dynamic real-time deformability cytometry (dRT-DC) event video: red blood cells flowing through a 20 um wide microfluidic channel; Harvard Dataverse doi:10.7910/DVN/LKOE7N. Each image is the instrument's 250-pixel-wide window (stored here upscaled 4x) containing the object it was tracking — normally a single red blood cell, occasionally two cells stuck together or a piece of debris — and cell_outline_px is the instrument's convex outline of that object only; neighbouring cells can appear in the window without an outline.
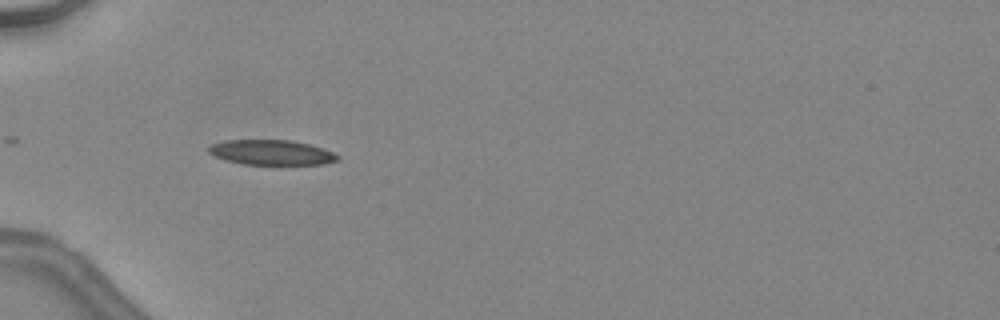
{"species": "common noctule bat (a hibernating species)", "species_latin": "Nyctalus noctula", "temperature_condition": "warm", "stored_images_in_passage": 11, "camera_frame_rate_fps": 3000, "um_per_image_px": 0.085, "animal": {"sex": "female", "body_mass_g": 24.6, "forearm_length_mm": 56.2}, "frame": {"image": 1, "passage_image": 9, "time_ms": 2.667, "image_size_px": [1000, 320], "cell_outline_px": [[340, 160], [324, 164], [244, 164], [228, 160], [216, 156], [208, 152], [208, 148], [212, 144], [224, 140], [292, 140], [308, 144], [332, 152], [340, 156]], "centroid_in_image_um": [23.09, 12.95], "position_along_channel_um": 61.9, "area_um2": 18.55}}